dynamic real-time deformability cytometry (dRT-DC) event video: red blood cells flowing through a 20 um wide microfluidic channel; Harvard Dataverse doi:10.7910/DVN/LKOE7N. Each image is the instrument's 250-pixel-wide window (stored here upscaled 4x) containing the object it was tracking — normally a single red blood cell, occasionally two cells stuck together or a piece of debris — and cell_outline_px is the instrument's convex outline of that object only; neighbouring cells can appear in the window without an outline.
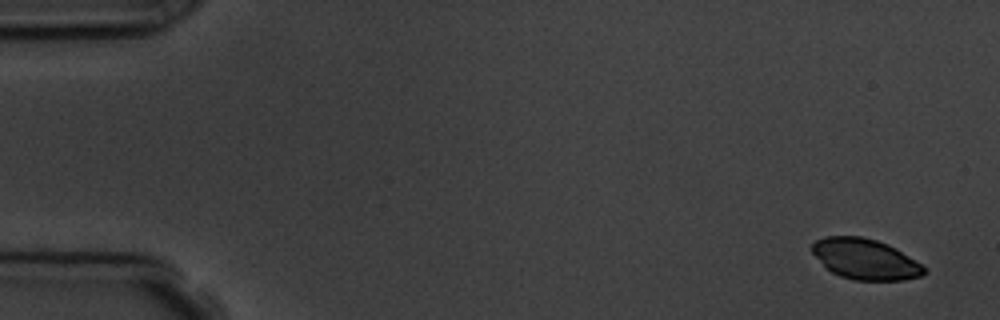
{"species": "common noctule bat (a hibernating species)", "species_latin": "Nyctalus noctula", "temperature_condition": "room temperature", "stored_images_in_passage": 6, "camera_frame_rate_fps": 3000, "um_per_image_px": 0.085, "animal": {"sex": "male", "body_mass_g": 19.5, "forearm_length_mm": 54.6}, "frame": {"image": 1, "passage_image": 1, "time_ms": 0.0, "image_size_px": [1000, 320], "cell_outline_px": [[928, 272], [920, 276], [904, 280], [852, 280], [840, 276], [832, 272], [812, 252], [812, 244], [816, 240], [824, 236], [860, 236], [876, 240], [888, 244], [896, 248], [920, 264]], "centroid_in_image_um": [73.55, 22.02], "position_along_channel_um": 11.5, "area_um2": 26.24}}
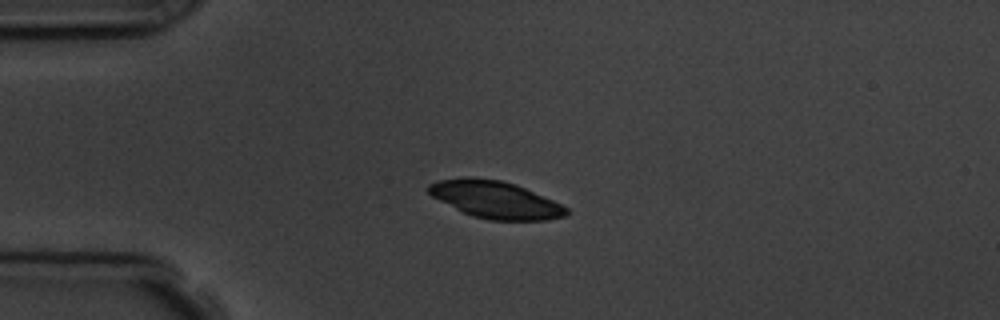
{"frame": {"image": 2, "passage_image": 4, "time_ms": 3.667, "image_size_px": [1000, 320], "cell_outline_px": [[568, 212], [564, 216], [548, 220], [488, 220], [472, 216], [432, 196], [428, 192], [428, 184], [440, 180], [464, 176], [472, 176], [500, 180], [516, 184], [552, 200], [568, 208]], "centroid_in_image_um": [42.09, 16.96], "position_along_channel_um": 42.9, "area_um2": 29.71}}